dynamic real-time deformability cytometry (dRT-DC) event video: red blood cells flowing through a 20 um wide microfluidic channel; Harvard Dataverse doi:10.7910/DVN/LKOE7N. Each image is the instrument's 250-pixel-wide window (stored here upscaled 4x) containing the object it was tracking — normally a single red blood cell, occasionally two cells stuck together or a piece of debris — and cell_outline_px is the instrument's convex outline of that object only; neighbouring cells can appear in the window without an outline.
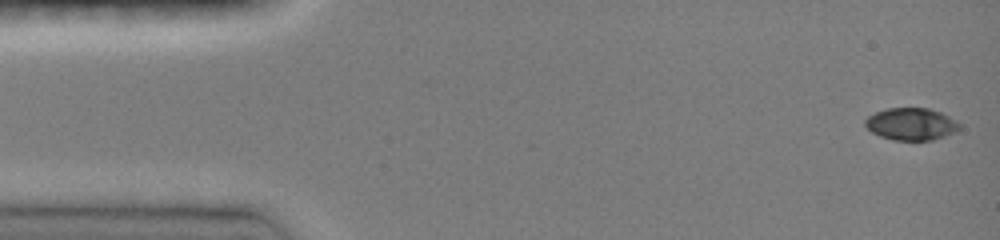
{"species": "common noctule bat (a hibernating species)", "species_latin": "Nyctalus noctula", "temperature_condition": "room temperature", "stored_images_in_passage": 46, "camera_frame_rate_fps": 3000, "um_per_image_px": 0.085, "animal": {"sex": "female", "body_mass_g": 19.0, "forearm_length_mm": 51.5}, "frame": {"image": 1, "passage_image": 1, "time_ms": 0.0, "image_size_px": [1000, 240], "cell_outline_px": [[960, 128], [944, 136], [932, 140], [892, 140], [880, 136], [872, 132], [864, 124], [864, 120], [868, 116], [876, 112], [888, 108], [928, 108], [940, 112], [956, 120], [960, 124]], "centroid_in_image_um": [77.43, 10.54], "position_along_channel_um": 7.6, "area_um2": 17.57}}
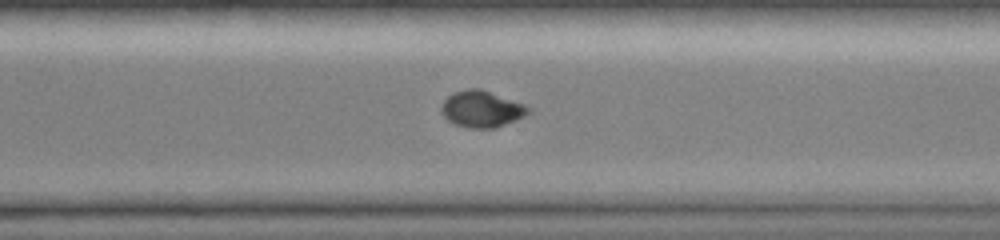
{"frame": {"image": 2, "passage_image": 33, "time_ms": 10.667, "image_size_px": [1000, 240], "cell_outline_px": [[532, 112], [516, 120], [496, 128], [468, 128], [456, 124], [448, 120], [444, 116], [440, 108], [444, 100], [452, 92], [468, 88], [480, 88], [524, 104], [532, 108]], "centroid_in_image_um": [40.96, 9.26], "position_along_channel_um": 329.6, "area_um2": 18.61}}
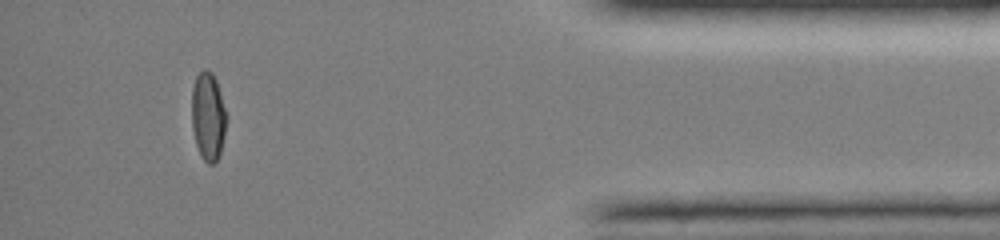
{"frame": {"image": 3, "passage_image": 42, "time_ms": 13.667, "image_size_px": [1000, 240], "cell_outline_px": [[228, 116], [224, 136], [220, 152], [216, 160], [212, 164], [208, 164], [204, 160], [196, 144], [192, 128], [192, 88], [196, 76], [204, 68], [212, 72], [216, 80]], "centroid_in_image_um": [17.7, 9.86], "position_along_channel_um": 417.5, "area_um2": 17.86}, "authors_computed_cell_mechanics": {"area_um2": 18.7561, "velocity_mm_per_s": 4.1354, "shape_relaxation_time_tau1_ms": 3.6074, "shape_relaxation_time_tau2_ms": null, "deformation_change_tau1": 0.1791, "deformation_change_tau2": null}}